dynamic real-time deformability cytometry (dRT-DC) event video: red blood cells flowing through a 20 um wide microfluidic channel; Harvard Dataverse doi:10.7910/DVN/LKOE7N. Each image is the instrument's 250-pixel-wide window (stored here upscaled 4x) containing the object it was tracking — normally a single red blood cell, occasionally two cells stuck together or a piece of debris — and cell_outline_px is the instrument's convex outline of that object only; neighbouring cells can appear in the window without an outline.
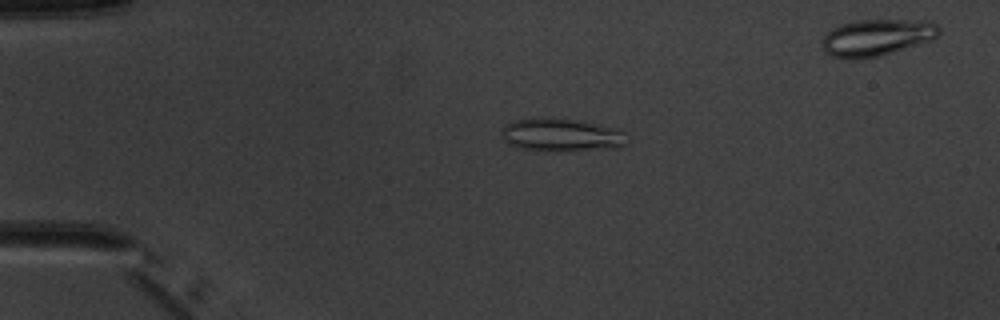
{"species": "common noctule bat (a hibernating species)", "species_latin": "Nyctalus noctula", "temperature_condition": "warm", "stored_images_in_passage": 4, "segment_of_instrument_passage": [1, 2], "camera_frame_rate_fps": 3000, "um_per_image_px": 0.085, "animal": {"sex": "male", "body_mass_g": 20.1, "forearm_length_mm": 53.5}, "frame": {"image": 1, "passage_image": 2, "time_ms": 1.333, "image_size_px": [1000, 320], "cell_outline_px": [[624, 144], [616, 148], [560, 152], [544, 152], [520, 148], [508, 144], [500, 136], [500, 132], [504, 124], [516, 120], [548, 116], [600, 124], [616, 128], [624, 132]], "centroid_in_image_um": [47.64, 11.48], "position_along_channel_um": 37.4, "area_um2": 24.74}}